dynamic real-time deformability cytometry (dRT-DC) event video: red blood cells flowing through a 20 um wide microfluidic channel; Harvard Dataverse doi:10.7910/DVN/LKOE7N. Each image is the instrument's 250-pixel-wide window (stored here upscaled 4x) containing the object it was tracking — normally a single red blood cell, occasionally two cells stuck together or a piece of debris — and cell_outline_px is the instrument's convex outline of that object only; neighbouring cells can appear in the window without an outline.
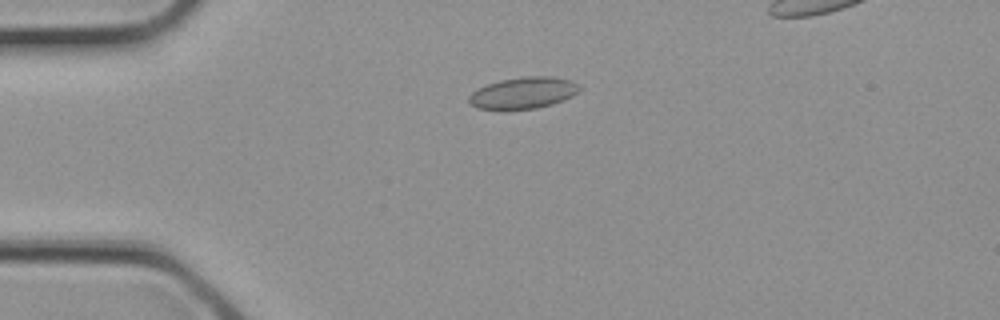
{"species": "common noctule bat (a hibernating species)", "species_latin": "Nyctalus noctula", "temperature_condition": "cold", "stored_images_in_passage": 2, "camera_frame_rate_fps": 3000, "um_per_image_px": 0.085, "animal": {"sex": "female", "body_mass_g": 21.9}, "frame": {"image": 1, "passage_image": 1, "time_ms": 0.0, "image_size_px": [1000, 320], "cell_outline_px": [[580, 92], [564, 100], [552, 104], [536, 108], [504, 112], [476, 108], [468, 104], [468, 96], [472, 92], [488, 84], [500, 80], [524, 76], [552, 76], [572, 80], [580, 88]], "centroid_in_image_um": [44.44, 7.93], "position_along_channel_um": 40.6, "area_um2": 20.98}}